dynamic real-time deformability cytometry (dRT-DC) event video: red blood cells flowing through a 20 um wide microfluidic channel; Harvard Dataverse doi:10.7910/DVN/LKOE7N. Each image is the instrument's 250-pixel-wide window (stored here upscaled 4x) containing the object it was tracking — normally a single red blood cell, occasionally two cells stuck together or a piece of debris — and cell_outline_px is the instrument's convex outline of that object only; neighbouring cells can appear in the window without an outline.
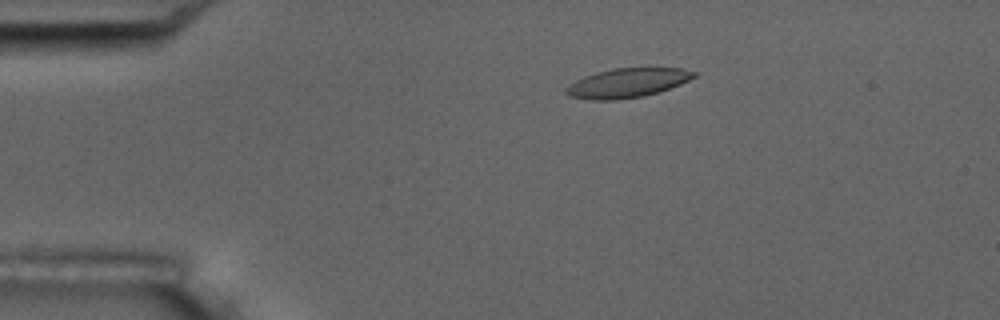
{"species": "common noctule bat (a hibernating species)", "species_latin": "Nyctalus noctula", "temperature_condition": "room temperature", "stored_images_in_passage": 7, "camera_frame_rate_fps": 3000, "um_per_image_px": 0.085, "animal": {"sex": "male", "body_mass_g": 17.5, "forearm_length_mm": 52.3}, "frame": {"image": 1, "passage_image": 3, "time_ms": 2.0, "image_size_px": [1000, 320], "cell_outline_px": [[696, 76], [680, 84], [644, 96], [612, 100], [592, 100], [568, 96], [564, 92], [564, 88], [568, 84], [584, 76], [596, 72], [612, 68], [684, 68], [696, 72]], "centroid_in_image_um": [53.26, 7.04], "position_along_channel_um": 31.7, "area_um2": 21.79}}
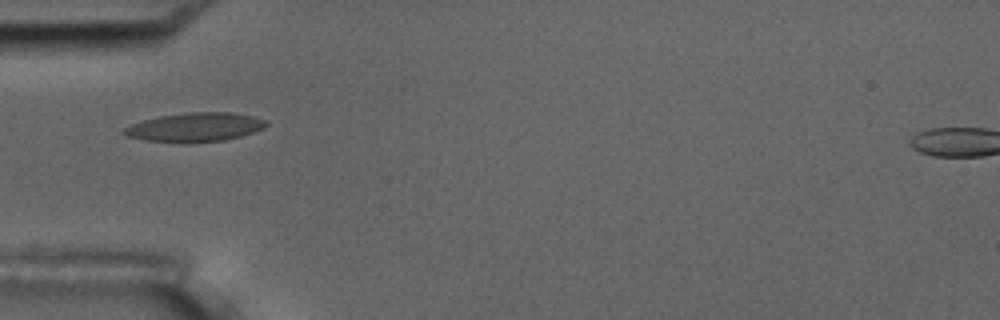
{"frame": {"image": 2, "passage_image": 5, "time_ms": 4.333, "image_size_px": [1000, 320], "cell_outline_px": [[268, 124], [264, 128], [240, 136], [224, 140], [144, 140], [128, 136], [120, 132], [124, 128], [132, 124], [144, 120], [160, 116], [188, 112], [232, 112], [252, 116], [268, 120]], "centroid_in_image_um": [16.62, 10.76], "position_along_channel_um": 68.4, "area_um2": 23.06}}